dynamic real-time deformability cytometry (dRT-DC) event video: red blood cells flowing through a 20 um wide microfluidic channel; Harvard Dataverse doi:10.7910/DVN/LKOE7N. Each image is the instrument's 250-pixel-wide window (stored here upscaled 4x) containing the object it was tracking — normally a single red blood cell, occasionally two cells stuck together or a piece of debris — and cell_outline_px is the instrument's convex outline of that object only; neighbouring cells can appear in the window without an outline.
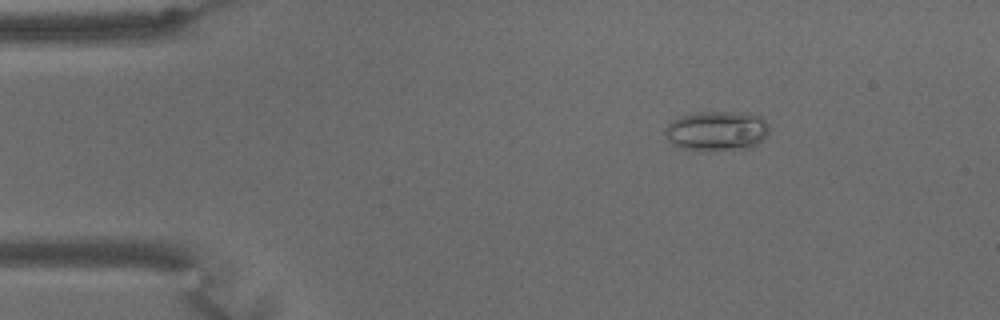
{"species": "common noctule bat (a hibernating species)", "species_latin": "Nyctalus noctula", "temperature_condition": "warm", "stored_images_in_passage": 65, "camera_frame_rate_fps": 3000, "um_per_image_px": 0.085, "animal": {"sex": "male", "body_mass_g": 15.6}, "frame": {"image": 1, "passage_image": 10, "time_ms": 3.0, "image_size_px": [1000, 320], "cell_outline_px": [[768, 132], [756, 144], [748, 148], [712, 152], [704, 152], [680, 148], [672, 144], [664, 136], [664, 128], [672, 120], [680, 116], [692, 112], [748, 112], [760, 116], [768, 124]], "centroid_in_image_um": [60.86, 11.14], "position_along_channel_um": 24.1, "area_um2": 24.74}}
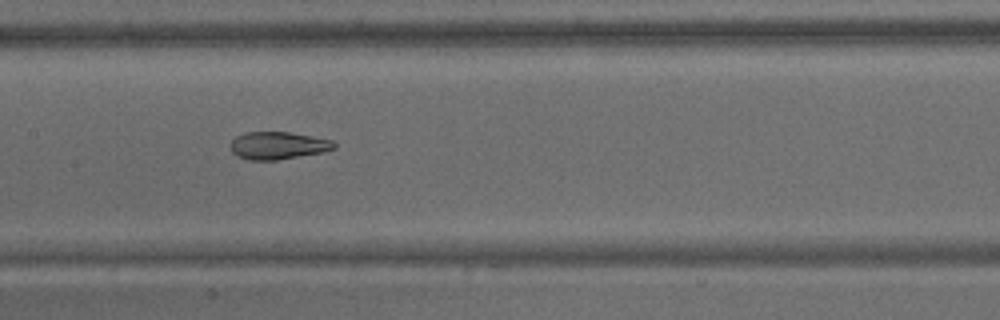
{"frame": {"image": 2, "passage_image": 32, "time_ms": 10.333, "image_size_px": [1000, 320], "cell_outline_px": [[336, 148], [324, 152], [276, 160], [248, 160], [236, 156], [232, 152], [228, 144], [236, 136], [248, 132], [288, 132], [312, 136], [332, 140], [336, 144]], "centroid_in_image_um": [23.61, 12.37], "position_along_channel_um": 183.8, "area_um2": 16.76}}
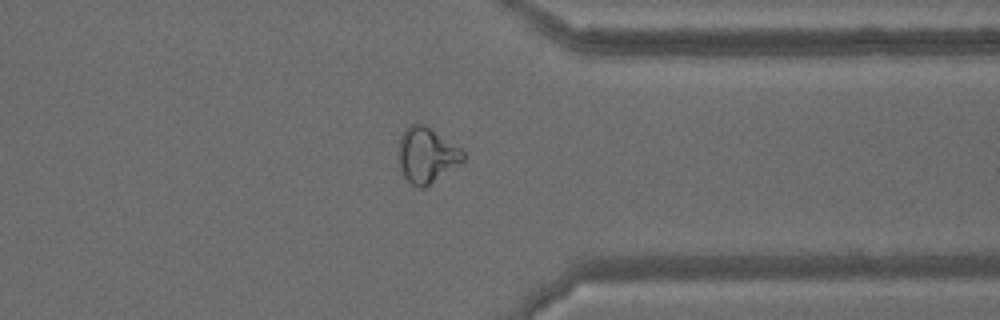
{"frame": {"image": 3, "passage_image": 51, "time_ms": 16.667, "image_size_px": [1000, 320], "cell_outline_px": [[464, 160], [424, 188], [420, 188], [412, 184], [400, 172], [400, 136], [404, 128], [408, 124], [424, 124], [460, 148], [464, 152]], "centroid_in_image_um": [36.25, 13.17], "position_along_channel_um": 375.2, "area_um2": 20.4}, "authors_computed_cell_mechanics": {"area_um2": 20.9814, "velocity_mm_per_s": 3.0955, "shape_relaxation_time_tau1_ms": null, "shape_relaxation_time_tau2_ms": 3.0584, "deformation_change_tau1": null, "deformation_change_tau2": 0.0792}}